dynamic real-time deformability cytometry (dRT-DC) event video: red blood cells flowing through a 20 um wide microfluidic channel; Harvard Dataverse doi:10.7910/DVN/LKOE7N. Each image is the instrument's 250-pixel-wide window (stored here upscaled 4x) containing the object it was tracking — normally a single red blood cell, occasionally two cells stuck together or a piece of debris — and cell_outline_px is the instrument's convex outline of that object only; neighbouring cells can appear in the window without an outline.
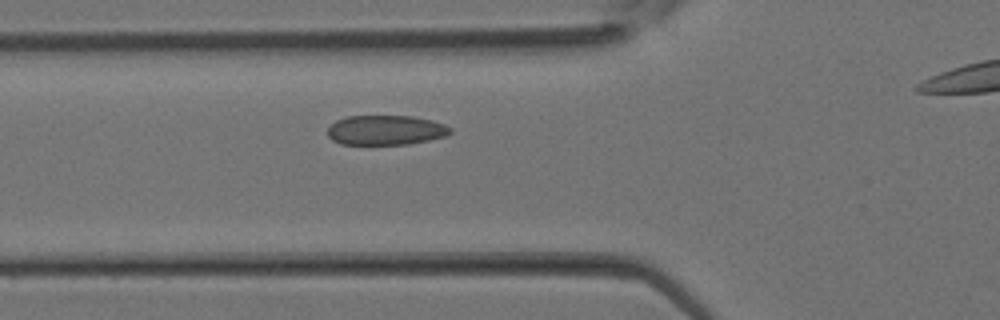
{"species": "Egyptian fruit bat (a non-hibernating species)", "species_latin": "Rousettus aegyptiacus", "temperature_condition": "room temperature", "stored_images_in_passage": 26, "camera_frame_rate_fps": 3000, "um_per_image_px": 0.085, "animal": {"sex": "female"}, "frame": {"image": 1, "passage_image": 8, "time_ms": 2.333, "image_size_px": [1000, 320], "cell_outline_px": [[452, 132], [444, 136], [428, 140], [408, 144], [340, 144], [332, 140], [328, 136], [328, 128], [336, 120], [348, 116], [412, 116], [432, 120], [444, 124], [452, 128]], "centroid_in_image_um": [32.78, 11.06], "position_along_channel_um": 93.0, "area_um2": 21.21}}
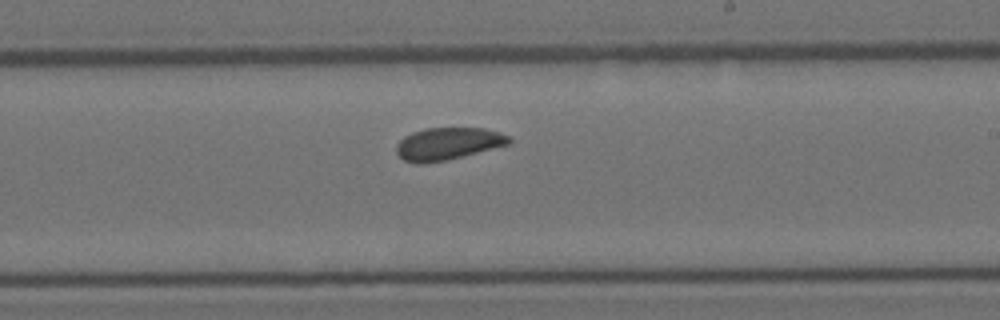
{"frame": {"image": 2, "passage_image": 16, "time_ms": 5.0, "image_size_px": [1000, 320], "cell_outline_px": [[512, 140], [508, 144], [448, 160], [424, 164], [416, 164], [404, 160], [396, 152], [396, 144], [404, 136], [412, 132], [424, 128], [484, 128], [508, 136]], "centroid_in_image_um": [38.01, 12.22], "position_along_channel_um": 251.0, "area_um2": 21.15}}
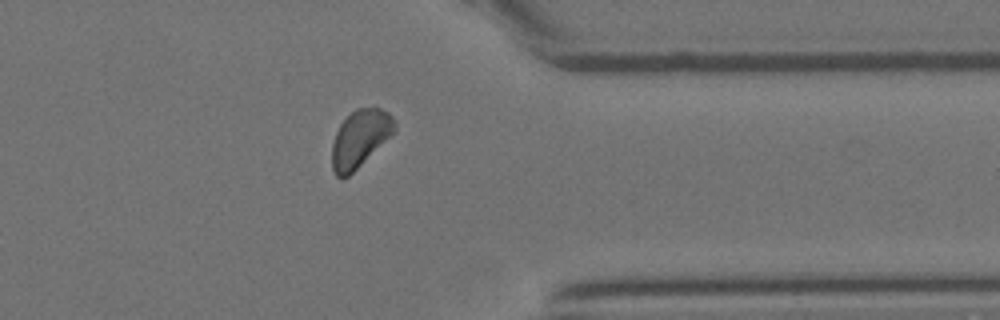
{"frame": {"image": 3, "passage_image": 23, "time_ms": 7.333, "image_size_px": [1000, 320], "cell_outline_px": [[396, 128], [348, 176], [340, 180], [336, 176], [332, 168], [332, 144], [336, 132], [340, 124], [356, 108], [380, 108], [388, 112], [396, 120]], "centroid_in_image_um": [30.56, 11.76], "position_along_channel_um": 380.8, "area_um2": 20.23}}